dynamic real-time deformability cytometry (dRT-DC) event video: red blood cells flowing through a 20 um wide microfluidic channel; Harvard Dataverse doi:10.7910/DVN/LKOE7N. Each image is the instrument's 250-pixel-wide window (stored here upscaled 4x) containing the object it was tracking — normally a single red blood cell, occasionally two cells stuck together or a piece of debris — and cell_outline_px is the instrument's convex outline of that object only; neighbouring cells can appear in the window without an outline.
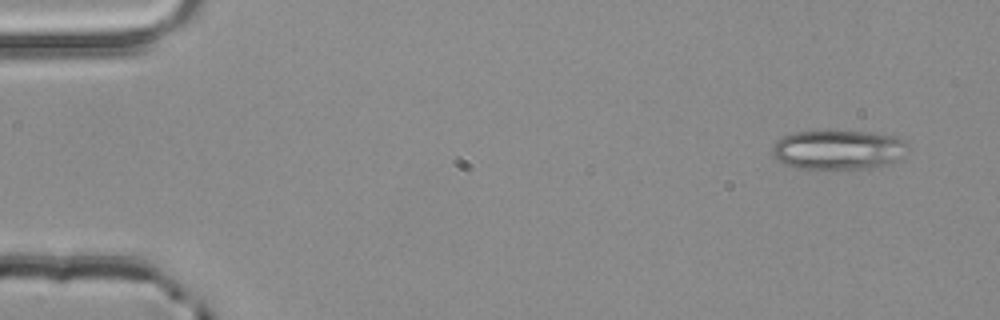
{"species": "common noctule bat (a hibernating species)", "species_latin": "Nyctalus noctula", "temperature_condition": "room temperature", "stored_images_in_passage": 3, "camera_frame_rate_fps": 3000, "um_per_image_px": 0.085, "animal": {"sex": "male", "body_mass_g": 20.4}, "frame": {"image": 1, "passage_image": 1, "time_ms": 0.0, "image_size_px": [1000, 320], "cell_outline_px": [[908, 144], [900, 156], [896, 160], [888, 164], [868, 168], [796, 168], [784, 164], [772, 152], [772, 148], [776, 140], [784, 136], [796, 132], [824, 128], [872, 132], [892, 136], [904, 140]], "centroid_in_image_um": [71.21, 12.67], "position_along_channel_um": 13.8, "area_um2": 31.5}}